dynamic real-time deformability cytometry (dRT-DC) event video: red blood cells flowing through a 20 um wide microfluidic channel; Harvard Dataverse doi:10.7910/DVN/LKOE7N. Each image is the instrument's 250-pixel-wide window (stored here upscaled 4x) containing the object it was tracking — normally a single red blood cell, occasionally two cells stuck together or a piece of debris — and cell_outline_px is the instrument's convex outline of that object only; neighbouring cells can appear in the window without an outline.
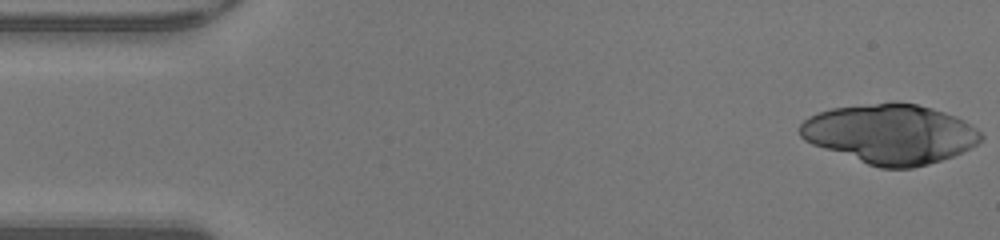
{"species": "human", "species_latin": "Homo sapiens", "temperature_condition": "warm", "stored_images_in_passage": 17, "camera_frame_rate_fps": 3000, "um_per_image_px": 0.085, "donor": {"sex": "male"}, "frame": {"image": 1, "passage_image": 1, "time_ms": 0.0, "image_size_px": [1000, 240], "cell_outline_px": [[984, 140], [952, 156], [928, 164], [912, 168], [880, 168], [868, 164], [812, 144], [804, 140], [800, 136], [800, 124], [808, 116], [832, 108], [896, 100], [916, 104], [932, 108], [956, 116], [972, 124], [984, 136]], "centroid_in_image_um": [75.68, 11.36], "position_along_channel_um": 9.3, "area_um2": 62.89}}